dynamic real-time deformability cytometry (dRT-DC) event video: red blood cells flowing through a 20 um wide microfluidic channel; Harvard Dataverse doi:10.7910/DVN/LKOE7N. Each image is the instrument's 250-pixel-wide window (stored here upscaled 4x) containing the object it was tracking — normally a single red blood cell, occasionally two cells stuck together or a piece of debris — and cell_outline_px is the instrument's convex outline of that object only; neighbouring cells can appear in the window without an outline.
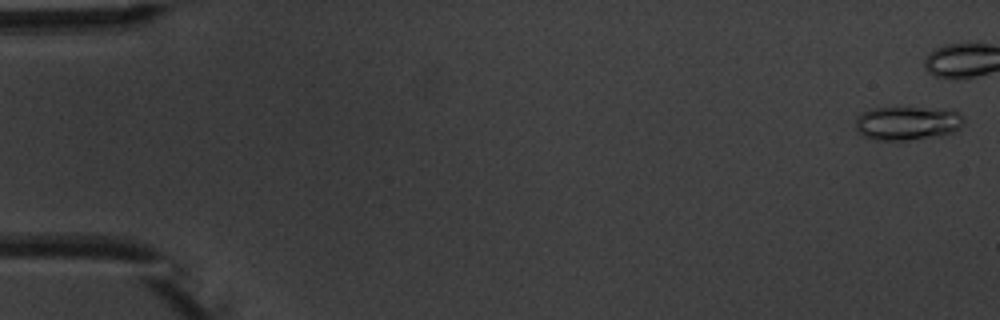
{"species": "common noctule bat (a hibernating species)", "species_latin": "Nyctalus noctula", "temperature_condition": "warm", "stored_images_in_passage": 10, "camera_frame_rate_fps": 3000, "um_per_image_px": 0.085, "animal": {"sex": "male", "body_mass_g": 20.1, "forearm_length_mm": 53.5}, "frame": {"image": 1, "passage_image": 1, "time_ms": 0.0, "image_size_px": [1000, 320], "cell_outline_px": [[964, 120], [960, 128], [952, 132], [940, 136], [904, 140], [872, 140], [856, 132], [856, 116], [860, 112], [872, 108], [920, 108], [960, 112], [964, 116]], "centroid_in_image_um": [77.07, 10.48], "position_along_channel_um": 7.9, "area_um2": 21.33}}
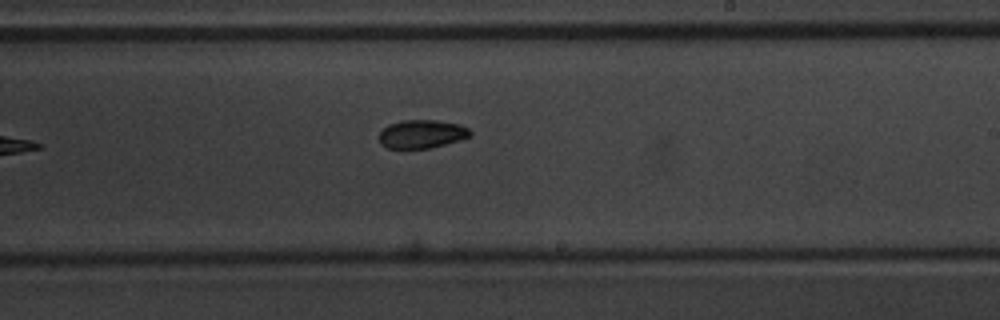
{"frame": {"image": 2, "passage_image": 10, "time_ms": 11.333, "image_size_px": [1000, 320], "cell_outline_px": [[472, 136], [460, 140], [428, 148], [388, 148], [380, 144], [380, 132], [388, 124], [404, 120], [436, 120], [460, 124], [468, 128], [472, 132]], "centroid_in_image_um": [35.87, 11.38], "position_along_channel_um": 253.1, "area_um2": 15.03}}